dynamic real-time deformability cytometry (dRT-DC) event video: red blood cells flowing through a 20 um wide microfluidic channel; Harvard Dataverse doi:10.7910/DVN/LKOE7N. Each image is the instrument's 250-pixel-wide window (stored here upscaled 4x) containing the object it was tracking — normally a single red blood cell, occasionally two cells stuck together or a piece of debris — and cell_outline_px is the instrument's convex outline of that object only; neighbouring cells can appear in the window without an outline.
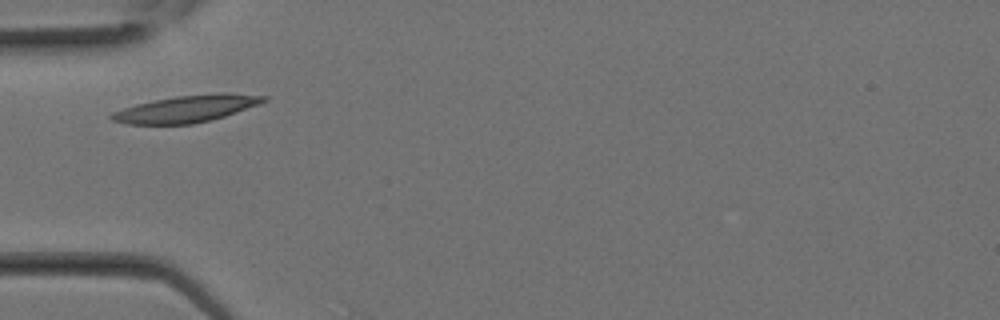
{"species": "Egyptian fruit bat (a non-hibernating species)", "species_latin": "Rousettus aegyptiacus", "temperature_condition": "room temperature", "stored_images_in_passage": 4, "camera_frame_rate_fps": 3000, "um_per_image_px": 0.085, "animal": {"sex": "female"}, "frame": {"image": 1, "passage_image": 1, "time_ms": 0.0, "image_size_px": [1000, 320], "cell_outline_px": [[268, 100], [260, 104], [212, 120], [192, 124], [128, 124], [112, 120], [108, 116], [112, 112], [136, 104], [176, 96], [220, 92], [228, 92], [268, 96]], "centroid_in_image_um": [15.9, 9.24], "position_along_channel_um": 69.1, "area_um2": 23.93}}
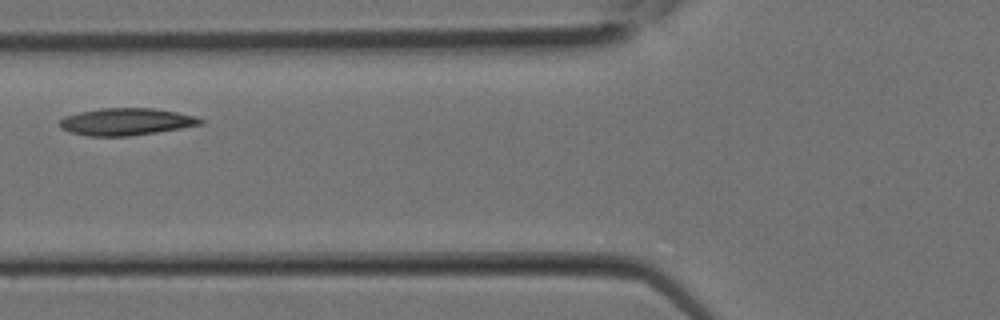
{"frame": {"image": 2, "passage_image": 3, "time_ms": 0.667, "image_size_px": [1000, 320], "cell_outline_px": [[204, 124], [132, 136], [88, 136], [68, 132], [60, 128], [60, 120], [64, 116], [80, 112], [100, 108], [152, 108], [176, 112], [196, 116], [204, 120]], "centroid_in_image_um": [10.71, 10.35], "position_along_channel_um": 115.1, "area_um2": 22.31}}